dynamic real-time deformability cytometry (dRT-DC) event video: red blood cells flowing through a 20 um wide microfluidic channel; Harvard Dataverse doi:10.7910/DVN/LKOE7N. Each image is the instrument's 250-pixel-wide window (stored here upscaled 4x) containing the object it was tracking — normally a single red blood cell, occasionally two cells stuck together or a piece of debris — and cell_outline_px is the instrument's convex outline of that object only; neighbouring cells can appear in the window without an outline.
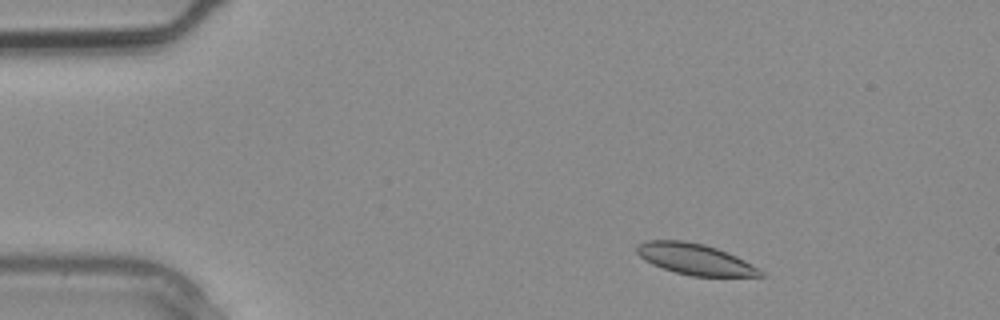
{"species": "common noctule bat (a hibernating species)", "species_latin": "Nyctalus noctula", "temperature_condition": "warm", "stored_images_in_passage": 2, "camera_frame_rate_fps": 3000, "um_per_image_px": 0.085, "animal": {"sex": "male", "body_mass_g": 20.4}, "frame": {"image": 1, "passage_image": 1, "time_ms": 0.0, "image_size_px": [1000, 320], "cell_outline_px": [[764, 276], [692, 276], [676, 272], [652, 264], [644, 260], [636, 252], [636, 248], [640, 244], [648, 240], [684, 240], [704, 244], [716, 248], [736, 256], [760, 268], [764, 272]], "centroid_in_image_um": [59.09, 22.03], "position_along_channel_um": 25.9, "area_um2": 22.2}}